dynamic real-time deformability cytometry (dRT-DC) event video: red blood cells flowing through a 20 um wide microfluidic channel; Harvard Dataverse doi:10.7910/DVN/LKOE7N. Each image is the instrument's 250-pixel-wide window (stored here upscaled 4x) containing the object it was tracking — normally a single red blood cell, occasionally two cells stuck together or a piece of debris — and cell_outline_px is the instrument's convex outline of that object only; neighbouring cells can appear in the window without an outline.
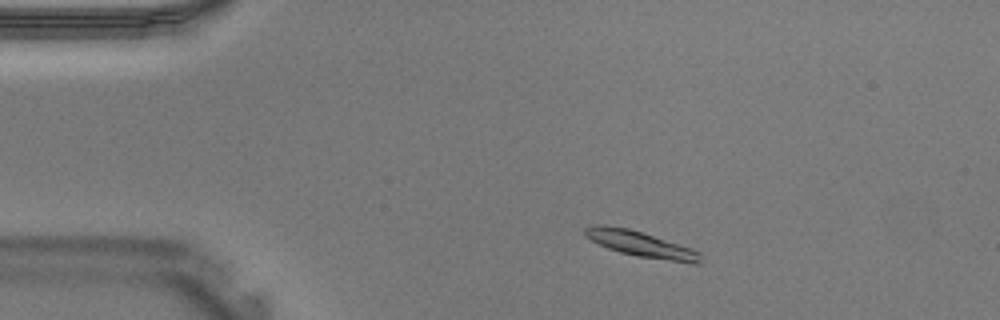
{"species": "Egyptian fruit bat (a non-hibernating species)", "species_latin": "Rousettus aegyptiacus", "temperature_condition": "warm", "stored_images_in_passage": 39, "camera_frame_rate_fps": 3000, "um_per_image_px": 0.085, "animal": {"sex": "male"}, "frame": {"image": 1, "passage_image": 5, "time_ms": 1.333, "image_size_px": [1000, 320], "cell_outline_px": [[700, 264], [692, 264], [636, 256], [620, 252], [608, 248], [584, 236], [584, 228], [592, 224], [604, 224], [628, 228], [692, 248], [700, 252]], "centroid_in_image_um": [54.46, 20.75], "position_along_channel_um": 30.5, "area_um2": 17.28}}
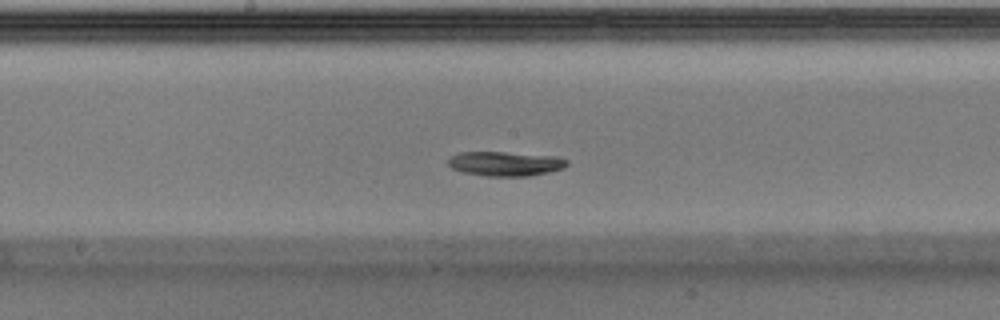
{"frame": {"image": 2, "passage_image": 19, "time_ms": 6.0, "image_size_px": [1000, 320], "cell_outline_px": [[568, 164], [564, 168], [548, 172], [528, 176], [488, 176], [464, 172], [452, 168], [448, 164], [448, 160], [452, 156], [460, 152], [504, 152], [556, 156], [568, 160]], "centroid_in_image_um": [42.98, 13.91], "position_along_channel_um": 205.2, "area_um2": 16.82}}
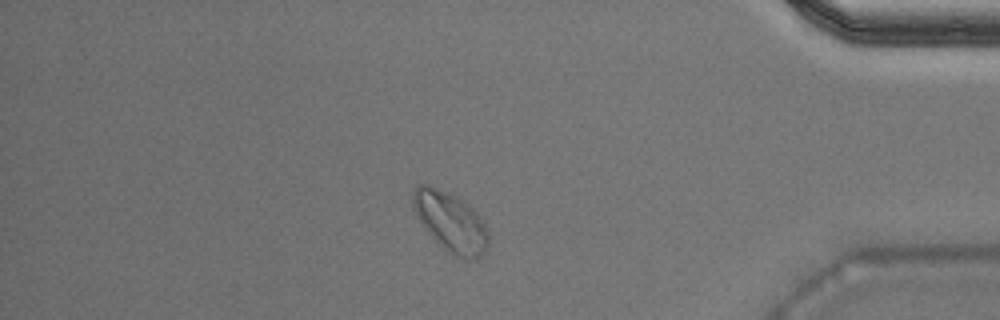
{"frame": {"image": 3, "passage_image": 33, "time_ms": 10.667, "image_size_px": [1000, 320], "cell_outline_px": [[488, 244], [484, 252], [480, 256], [468, 260], [464, 260], [452, 256], [428, 232], [416, 216], [412, 204], [412, 192], [420, 184], [428, 184], [460, 200], [472, 208], [480, 216], [488, 232]], "centroid_in_image_um": [38.29, 18.9], "position_along_channel_um": 396.9, "area_um2": 25.78}}